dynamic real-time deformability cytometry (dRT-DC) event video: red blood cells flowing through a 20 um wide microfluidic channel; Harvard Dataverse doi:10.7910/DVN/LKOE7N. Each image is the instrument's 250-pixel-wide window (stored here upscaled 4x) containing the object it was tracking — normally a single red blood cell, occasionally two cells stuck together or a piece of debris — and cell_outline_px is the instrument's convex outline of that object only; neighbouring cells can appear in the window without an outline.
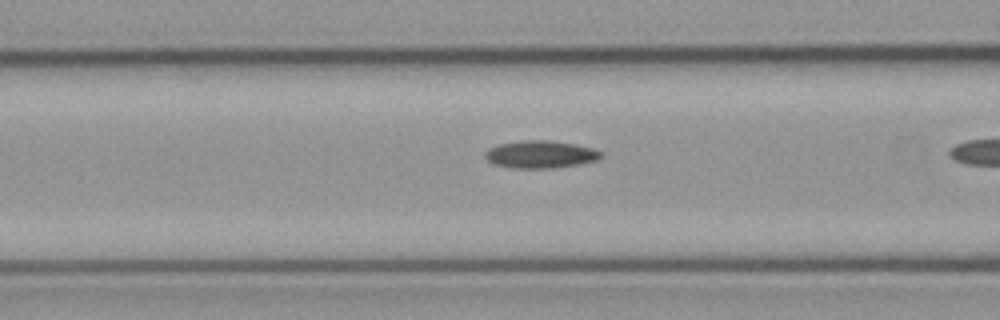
{"species": "common noctule bat (a hibernating species)", "species_latin": "Nyctalus noctula", "temperature_condition": "cold", "stored_images_in_passage": 20, "camera_frame_rate_fps": 3000, "um_per_image_px": 0.085, "animal": {"sex": "male", "body_mass_g": 23.1, "forearm_length_mm": 52.7}, "frame": {"image": 1, "passage_image": 19, "time_ms": 6.0, "image_size_px": [1000, 320], "cell_outline_px": [[604, 156], [596, 160], [580, 164], [552, 168], [512, 168], [492, 164], [484, 156], [484, 152], [488, 148], [500, 144], [520, 140], [548, 140], [572, 144], [592, 148], [604, 152]], "centroid_in_image_um": [45.92, 13.12], "position_along_channel_um": 120.7, "area_um2": 18.67}}